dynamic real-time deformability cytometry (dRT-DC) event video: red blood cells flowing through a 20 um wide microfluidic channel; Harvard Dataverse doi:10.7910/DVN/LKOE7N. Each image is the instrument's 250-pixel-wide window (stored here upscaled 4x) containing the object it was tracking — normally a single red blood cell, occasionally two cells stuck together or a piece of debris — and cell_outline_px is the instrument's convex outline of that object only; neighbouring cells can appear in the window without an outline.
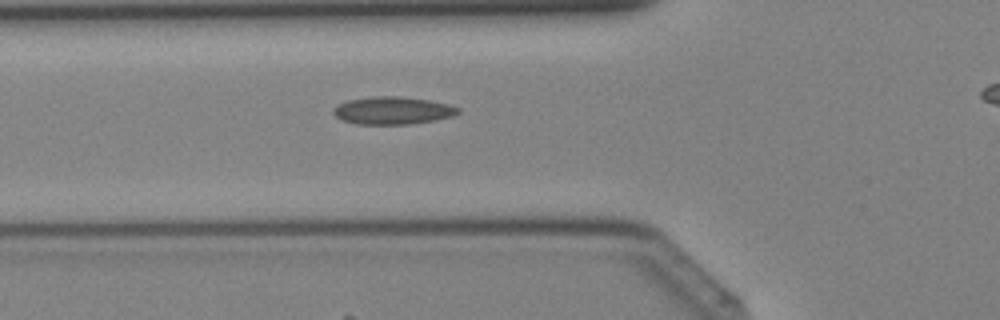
{"species": "Egyptian fruit bat (a non-hibernating species)", "species_latin": "Rousettus aegyptiacus", "temperature_condition": "cold", "stored_images_in_passage": 37, "camera_frame_rate_fps": 3000, "um_per_image_px": 0.085, "animal": {"sex": "female"}, "frame": {"image": 1, "passage_image": 15, "time_ms": 4.667, "image_size_px": [1000, 320], "cell_outline_px": [[460, 112], [452, 116], [436, 120], [412, 124], [356, 124], [340, 120], [332, 112], [332, 108], [348, 100], [372, 96], [400, 96], [428, 100], [448, 104], [460, 108]], "centroid_in_image_um": [33.36, 9.4], "position_along_channel_um": 92.4, "area_um2": 20.17}}
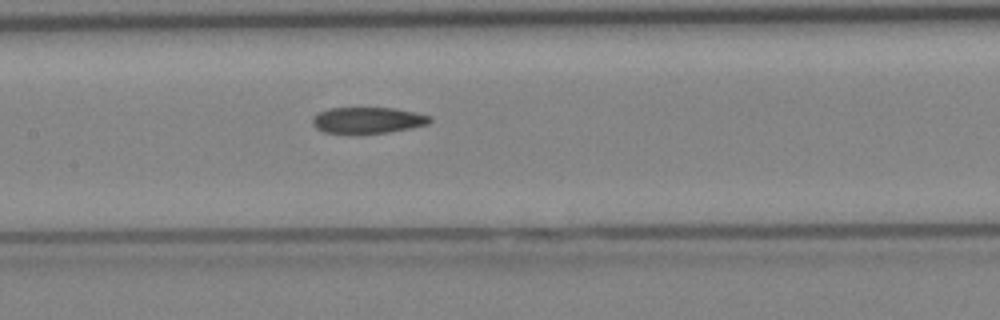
{"frame": {"image": 2, "passage_image": 20, "time_ms": 6.333, "image_size_px": [1000, 320], "cell_outline_px": [[432, 120], [428, 124], [388, 132], [324, 132], [316, 128], [312, 124], [312, 120], [320, 112], [328, 108], [396, 108], [432, 116]], "centroid_in_image_um": [31.29, 10.19], "position_along_channel_um": 176.1, "area_um2": 17.46}}
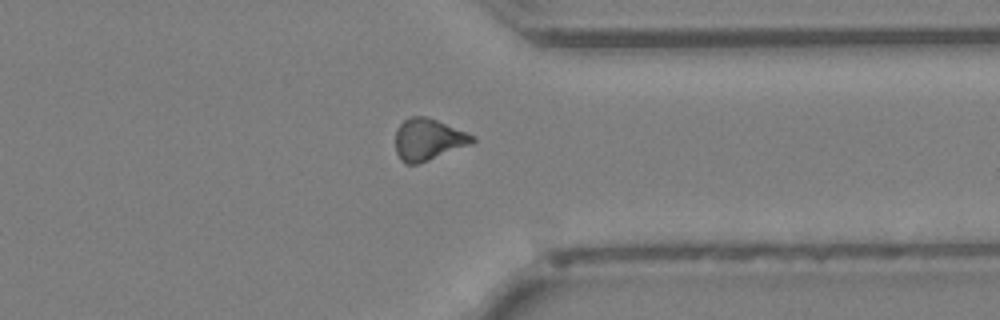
{"frame": {"image": 3, "passage_image": 32, "time_ms": 10.333, "image_size_px": [1000, 320], "cell_outline_px": [[476, 140], [472, 144], [428, 160], [416, 164], [404, 164], [400, 160], [396, 152], [396, 132], [400, 124], [408, 116], [424, 116], [436, 120], [468, 132], [476, 136]], "centroid_in_image_um": [36.41, 11.85], "position_along_channel_um": 375.0, "area_um2": 18.73}}